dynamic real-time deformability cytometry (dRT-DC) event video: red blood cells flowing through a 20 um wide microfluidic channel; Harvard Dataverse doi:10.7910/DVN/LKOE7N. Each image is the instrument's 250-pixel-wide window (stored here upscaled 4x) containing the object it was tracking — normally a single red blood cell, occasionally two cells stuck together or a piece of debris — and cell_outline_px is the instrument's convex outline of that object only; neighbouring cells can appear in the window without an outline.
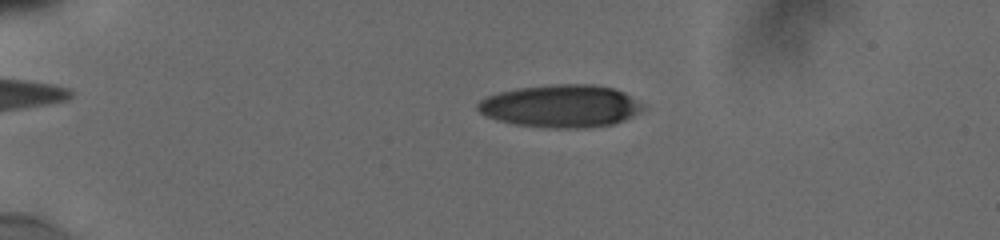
{"species": "human", "species_latin": "Homo sapiens", "temperature_condition": "cold", "stored_images_in_passage": 17, "camera_frame_rate_fps": 3000, "um_per_image_px": 0.085, "donor": {"sex": "male"}, "frame": {"image": 1, "passage_image": 8, "time_ms": 4.0, "image_size_px": [1000, 240], "cell_outline_px": [[644, 108], [640, 112], [624, 120], [612, 124], [584, 128], [552, 128], [516, 124], [496, 120], [484, 116], [476, 108], [476, 104], [480, 100], [488, 96], [500, 92], [516, 88], [552, 84], [592, 84], [612, 88], [624, 92], [644, 104]], "centroid_in_image_um": [47.66, 9.01], "position_along_channel_um": 37.3, "area_um2": 41.15}}
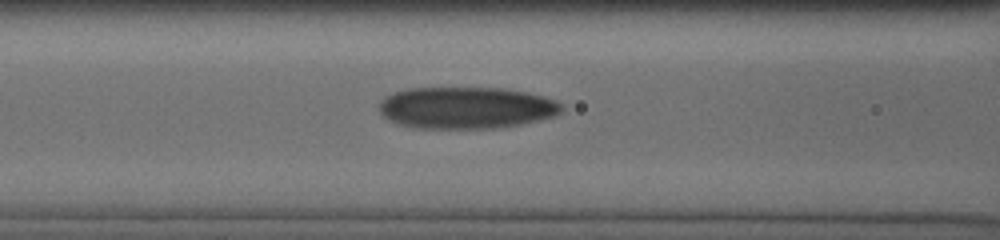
{"frame": {"image": 2, "passage_image": 15, "time_ms": 8.0, "image_size_px": [1000, 240], "cell_outline_px": [[564, 108], [556, 116], [540, 120], [500, 128], [412, 128], [396, 124], [388, 120], [380, 112], [376, 104], [384, 96], [392, 92], [408, 88], [500, 88], [528, 92], [544, 96], [556, 100]], "centroid_in_image_um": [39.58, 9.16], "position_along_channel_um": 127.0, "area_um2": 45.08}}
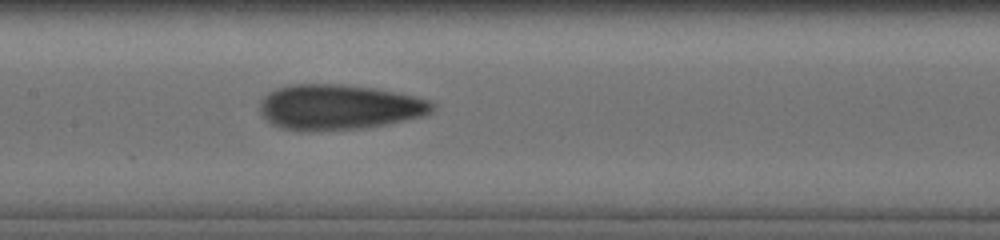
{"frame": {"image": 3, "passage_image": 17, "time_ms": 9.333, "image_size_px": [1000, 240], "cell_outline_px": [[436, 104], [432, 112], [428, 116], [388, 124], [364, 128], [280, 128], [272, 124], [260, 112], [260, 100], [268, 92], [276, 88], [292, 84], [340, 84], [376, 88], [412, 96], [428, 100]], "centroid_in_image_um": [28.87, 9.07], "position_along_channel_um": 178.5, "area_um2": 44.8}}